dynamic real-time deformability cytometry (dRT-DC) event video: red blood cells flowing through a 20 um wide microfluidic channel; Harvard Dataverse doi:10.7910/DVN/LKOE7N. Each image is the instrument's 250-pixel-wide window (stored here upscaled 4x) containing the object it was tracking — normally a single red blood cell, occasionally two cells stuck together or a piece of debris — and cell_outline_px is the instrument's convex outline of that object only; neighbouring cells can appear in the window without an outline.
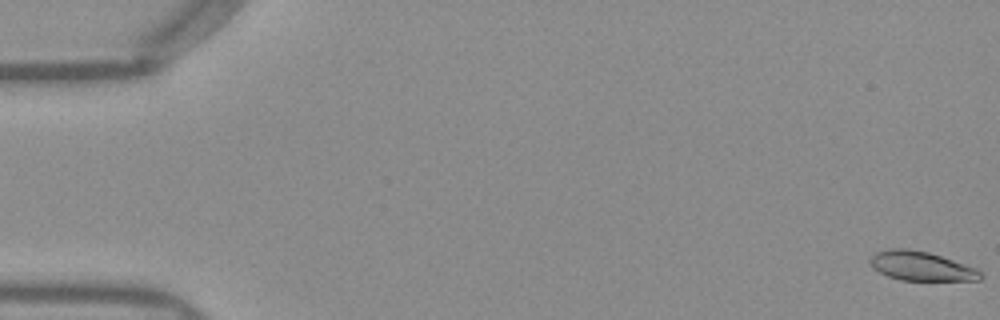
{"species": "Egyptian fruit bat (a non-hibernating species)", "species_latin": "Rousettus aegyptiacus", "temperature_condition": "warm", "stored_images_in_passage": 52, "camera_frame_rate_fps": 3000, "um_per_image_px": 0.085, "frame": {"image": 1, "passage_image": 1, "time_ms": 0.0, "image_size_px": [1000, 320], "cell_outline_px": [[984, 276], [980, 280], [900, 280], [888, 276], [872, 268], [868, 260], [876, 252], [888, 248], [908, 248], [928, 252], [976, 268]], "centroid_in_image_um": [78.26, 22.61], "position_along_channel_um": 6.7, "area_um2": 18.73}}
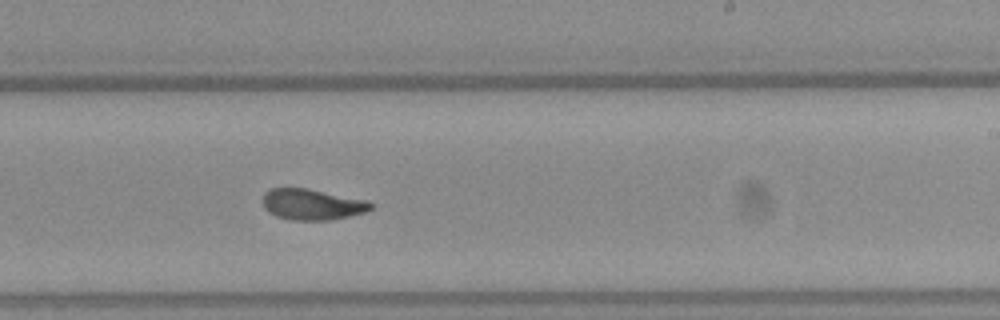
{"frame": {"image": 2, "passage_image": 32, "time_ms": 10.333, "image_size_px": [1000, 320], "cell_outline_px": [[376, 204], [372, 208], [364, 212], [332, 220], [292, 220], [276, 216], [268, 212], [264, 208], [264, 192], [272, 188], [308, 188], [368, 200]], "centroid_in_image_um": [26.56, 17.37], "position_along_channel_um": 262.4, "area_um2": 19.59}}
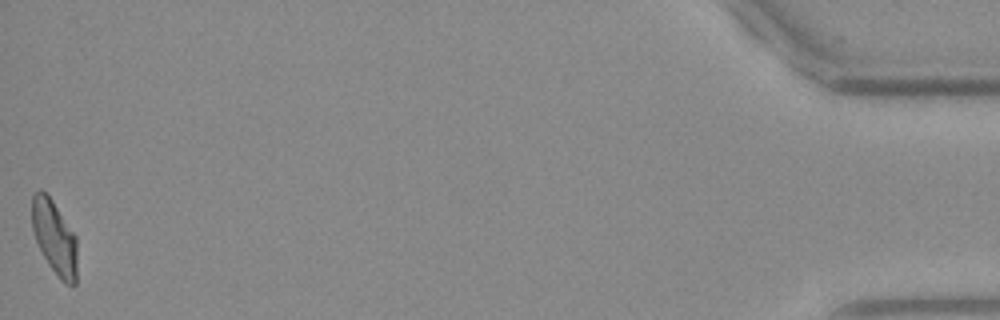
{"frame": {"image": 3, "passage_image": 52, "time_ms": 17.0, "image_size_px": [1000, 320], "cell_outline_px": [[76, 284], [64, 284], [60, 280], [48, 264], [36, 240], [32, 228], [32, 196], [40, 188], [52, 200], [76, 236]], "centroid_in_image_um": [4.63, 20.19], "position_along_channel_um": 430.6, "area_um2": 19.25}, "authors_computed_cell_mechanics": {"area_um2": 19.7387, "velocity_mm_per_s": 3.9679, "shape_relaxation_time_tau1_ms": 3.0972, "shape_relaxation_time_tau2_ms": 1.7367, "deformation_change_tau1": 0.157, "deformation_change_tau2": 0.0891}}